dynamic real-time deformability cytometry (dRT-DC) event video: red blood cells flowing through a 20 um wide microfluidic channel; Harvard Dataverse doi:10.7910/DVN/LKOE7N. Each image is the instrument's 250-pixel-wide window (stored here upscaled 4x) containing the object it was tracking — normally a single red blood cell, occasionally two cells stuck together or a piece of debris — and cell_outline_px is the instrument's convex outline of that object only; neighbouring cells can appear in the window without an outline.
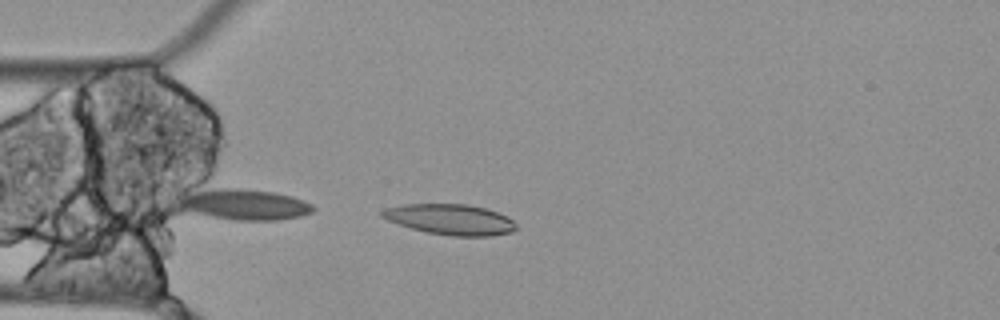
{"species": "Egyptian fruit bat (a non-hibernating species)", "species_latin": "Rousettus aegyptiacus", "temperature_condition": "cold", "stored_images_in_passage": 3, "camera_frame_rate_fps": 3000, "um_per_image_px": 0.085, "animal": {"sex": "female"}, "frame": {"image": 1, "passage_image": 1, "time_ms": 0.0, "image_size_px": [1000, 320], "cell_outline_px": [[516, 228], [512, 232], [492, 236], [452, 236], [428, 232], [412, 228], [388, 220], [380, 216], [380, 212], [384, 208], [404, 204], [464, 204], [484, 208], [508, 216], [516, 224]], "centroid_in_image_um": [38.28, 18.65], "position_along_channel_um": 46.7, "area_um2": 23.76}}